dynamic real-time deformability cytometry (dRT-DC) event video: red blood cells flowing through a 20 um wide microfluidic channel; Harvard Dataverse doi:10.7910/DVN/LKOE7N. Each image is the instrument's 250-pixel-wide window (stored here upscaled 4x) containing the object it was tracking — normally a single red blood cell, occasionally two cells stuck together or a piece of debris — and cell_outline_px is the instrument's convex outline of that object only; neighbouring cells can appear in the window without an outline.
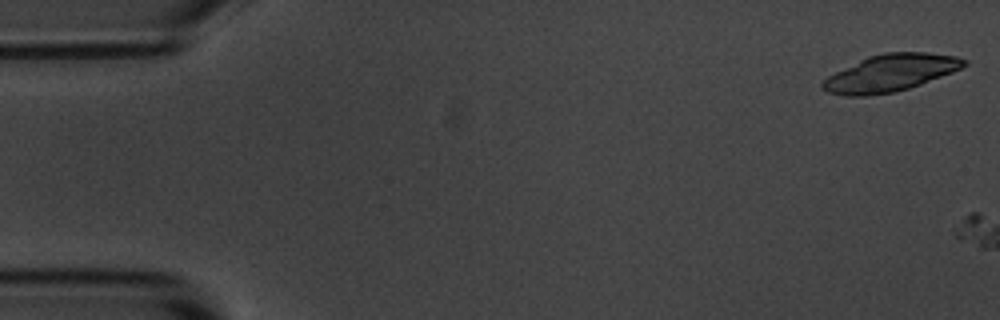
{"species": "common noctule bat (a hibernating species)", "species_latin": "Nyctalus noctula", "temperature_condition": "room temperature", "stored_images_in_passage": 2, "camera_frame_rate_fps": 3000, "um_per_image_px": 0.085, "animal": {"sex": "male", "body_mass_g": 20.1, "forearm_length_mm": 53.5}, "frame": {"image": 1, "passage_image": 1, "time_ms": 0.0, "image_size_px": [1000, 320], "cell_outline_px": [[968, 64], [952, 72], [920, 84], [908, 88], [892, 92], [868, 96], [844, 96], [828, 92], [820, 88], [820, 84], [828, 76], [868, 56], [884, 52], [924, 52], [956, 56], [968, 60]], "centroid_in_image_um": [75.67, 6.2], "position_along_channel_um": 9.3, "area_um2": 30.29}}